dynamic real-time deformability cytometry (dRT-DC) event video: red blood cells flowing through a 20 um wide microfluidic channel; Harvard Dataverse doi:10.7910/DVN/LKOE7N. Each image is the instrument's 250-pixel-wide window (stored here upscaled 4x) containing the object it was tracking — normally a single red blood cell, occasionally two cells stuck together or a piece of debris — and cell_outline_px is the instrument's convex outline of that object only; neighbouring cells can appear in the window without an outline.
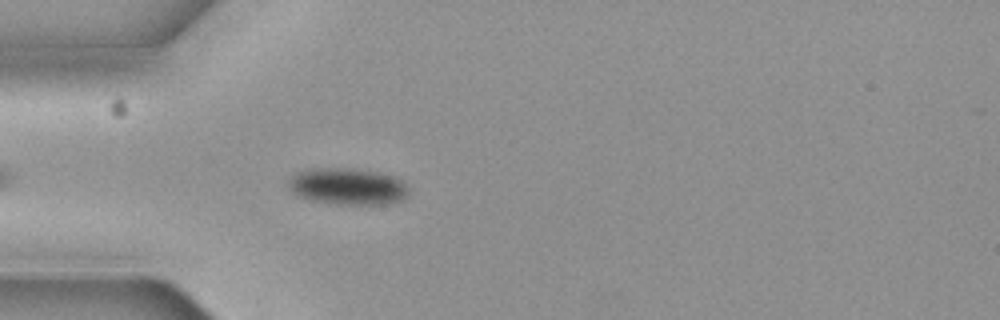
{"species": "common noctule bat (a hibernating species)", "species_latin": "Nyctalus noctula", "temperature_condition": "cold", "stored_images_in_passage": 5, "camera_frame_rate_fps": 3000, "um_per_image_px": 0.085, "animal": {"sex": "female", "body_mass_g": 19.3, "forearm_length_mm": 54.1}, "frame": {"image": 1, "passage_image": 5, "time_ms": 1.333, "image_size_px": [1000, 320], "cell_outline_px": [[408, 196], [400, 200], [388, 204], [332, 204], [312, 200], [296, 196], [288, 188], [288, 180], [296, 172], [308, 168], [352, 168], [380, 172], [404, 180], [408, 184]], "centroid_in_image_um": [29.54, 15.84], "position_along_channel_um": 55.5, "area_um2": 26.18}}